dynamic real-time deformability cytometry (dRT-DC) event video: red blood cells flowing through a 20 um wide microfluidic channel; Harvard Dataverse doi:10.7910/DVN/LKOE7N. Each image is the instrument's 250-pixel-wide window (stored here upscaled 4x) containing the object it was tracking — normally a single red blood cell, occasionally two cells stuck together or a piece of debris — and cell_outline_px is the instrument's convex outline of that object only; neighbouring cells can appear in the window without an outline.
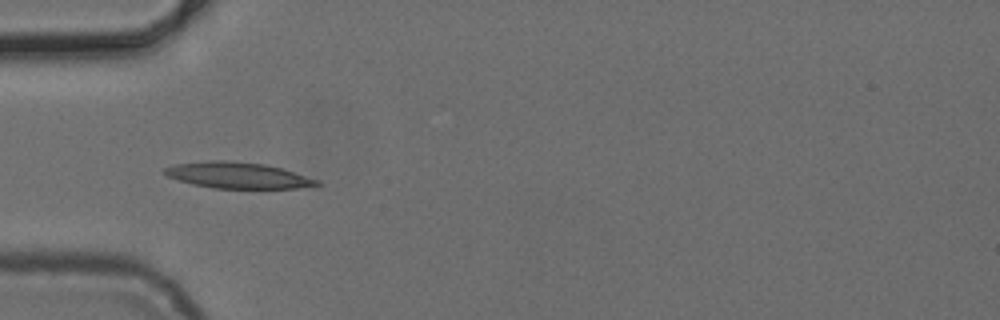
{"species": "common noctule bat (a hibernating species)", "species_latin": "Nyctalus noctula", "temperature_condition": "cold", "stored_images_in_passage": 2, "camera_frame_rate_fps": 3000, "um_per_image_px": 0.085, "animal": {"sex": "female", "body_mass_g": 24.6, "forearm_length_mm": 56.2}, "frame": {"image": 1, "passage_image": 1, "time_ms": 0.0, "image_size_px": [1000, 320], "cell_outline_px": [[320, 184], [296, 188], [212, 188], [192, 184], [168, 176], [164, 172], [164, 168], [176, 164], [208, 160], [228, 160], [264, 164], [280, 168], [320, 180]], "centroid_in_image_um": [20.19, 14.89], "position_along_channel_um": 64.8, "area_um2": 22.89}}
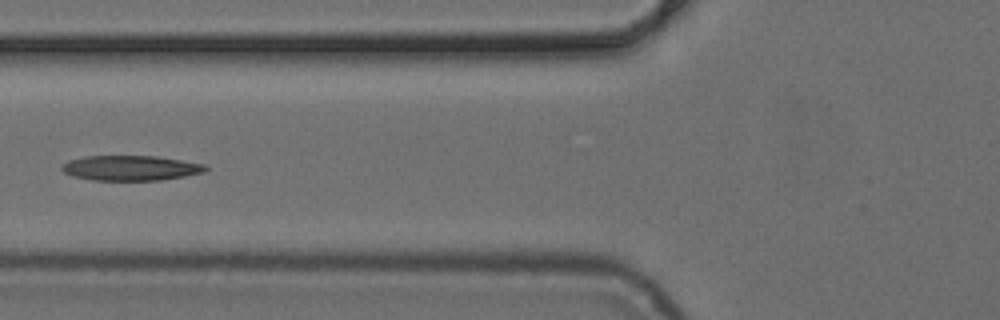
{"frame": {"image": 2, "passage_image": 2, "time_ms": 1.333, "image_size_px": [1000, 320], "cell_outline_px": [[208, 168], [204, 172], [164, 180], [92, 180], [72, 176], [64, 172], [60, 168], [68, 160], [84, 156], [156, 156], [208, 164]], "centroid_in_image_um": [11.13, 14.28], "position_along_channel_um": 114.7, "area_um2": 21.1}}